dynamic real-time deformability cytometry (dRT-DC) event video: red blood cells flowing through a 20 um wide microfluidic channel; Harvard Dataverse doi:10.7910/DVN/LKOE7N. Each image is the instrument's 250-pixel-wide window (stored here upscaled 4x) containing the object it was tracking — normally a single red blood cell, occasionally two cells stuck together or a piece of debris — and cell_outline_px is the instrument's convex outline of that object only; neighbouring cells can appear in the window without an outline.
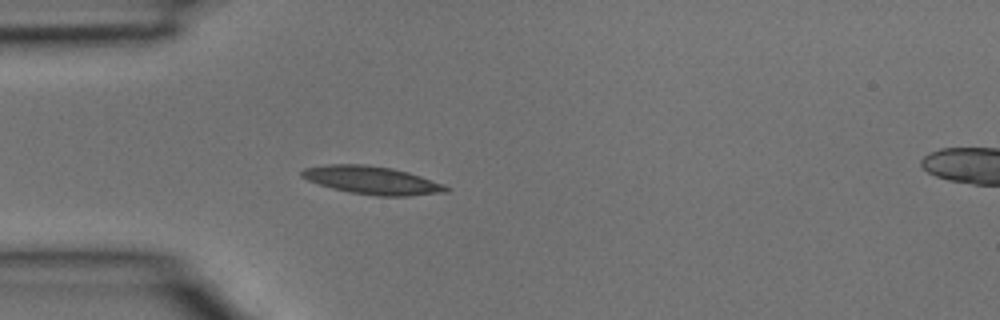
{"species": "common noctule bat (a hibernating species)", "species_latin": "Nyctalus noctula", "temperature_condition": "room temperature", "stored_images_in_passage": 29, "camera_frame_rate_fps": 3000, "um_per_image_px": 0.085, "animal": {"sex": "male", "body_mass_g": 15.6}, "frame": {"image": 1, "passage_image": 1, "time_ms": 0.0, "image_size_px": [1000, 320], "cell_outline_px": [[452, 188], [448, 192], [408, 196], [376, 196], [348, 192], [332, 188], [308, 180], [300, 176], [300, 172], [304, 168], [324, 164], [364, 164], [392, 168], [408, 172], [444, 184]], "centroid_in_image_um": [31.63, 15.32], "position_along_channel_um": 53.4, "area_um2": 23.7}}